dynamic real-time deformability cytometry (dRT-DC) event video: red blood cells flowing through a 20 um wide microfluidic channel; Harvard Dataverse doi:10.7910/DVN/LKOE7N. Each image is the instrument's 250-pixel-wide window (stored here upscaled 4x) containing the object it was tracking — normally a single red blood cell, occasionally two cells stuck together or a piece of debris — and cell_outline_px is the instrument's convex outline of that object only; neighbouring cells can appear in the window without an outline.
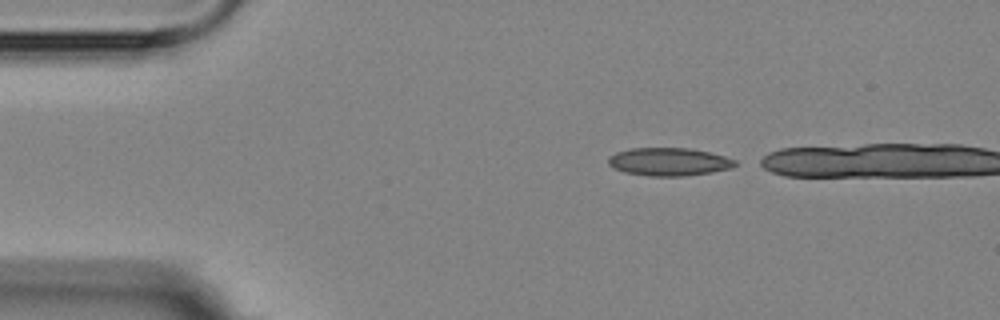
{"species": "Egyptian fruit bat (a non-hibernating species)", "species_latin": "Rousettus aegyptiacus", "temperature_condition": "room temperature", "stored_images_in_passage": 3, "camera_frame_rate_fps": 3000, "um_per_image_px": 0.085, "animal": {"sex": "female"}, "frame": {"image": 1, "passage_image": 1, "time_ms": 0.0, "image_size_px": [1000, 320], "cell_outline_px": [[740, 164], [732, 168], [712, 172], [684, 176], [648, 176], [624, 172], [608, 164], [608, 156], [616, 152], [632, 148], [688, 148], [708, 152], [724, 156], [736, 160]], "centroid_in_image_um": [56.88, 13.75], "position_along_channel_um": 28.1, "area_um2": 20.75}}